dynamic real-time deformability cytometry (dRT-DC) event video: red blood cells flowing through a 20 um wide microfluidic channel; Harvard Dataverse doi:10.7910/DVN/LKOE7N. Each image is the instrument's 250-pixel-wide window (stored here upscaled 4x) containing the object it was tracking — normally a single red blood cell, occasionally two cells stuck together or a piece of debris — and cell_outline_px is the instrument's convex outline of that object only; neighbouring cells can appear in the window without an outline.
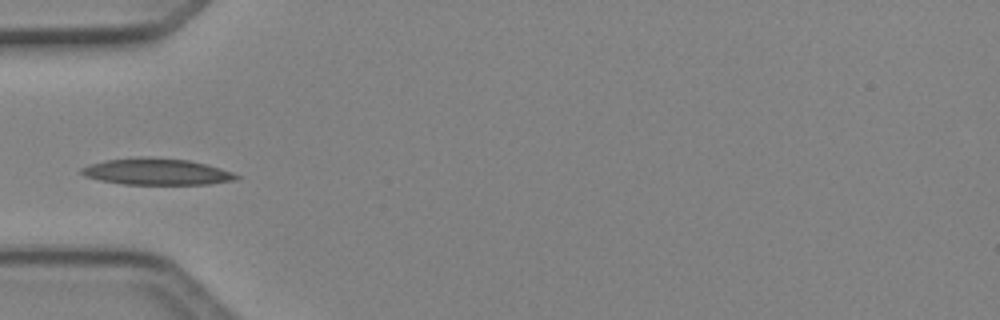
{"species": "Egyptian fruit bat (a non-hibernating species)", "species_latin": "Rousettus aegyptiacus", "temperature_condition": "cold", "stored_images_in_passage": 5, "camera_frame_rate_fps": 3000, "um_per_image_px": 0.085, "animal": {"sex": "female"}, "frame": {"image": 1, "passage_image": 5, "time_ms": 1.333, "image_size_px": [1000, 320], "cell_outline_px": [[240, 176], [236, 180], [208, 184], [124, 184], [100, 180], [84, 176], [80, 172], [80, 168], [88, 164], [104, 160], [140, 156], [148, 156], [188, 160], [220, 168], [232, 172]], "centroid_in_image_um": [13.26, 14.58], "position_along_channel_um": 71.7, "area_um2": 23.99}}